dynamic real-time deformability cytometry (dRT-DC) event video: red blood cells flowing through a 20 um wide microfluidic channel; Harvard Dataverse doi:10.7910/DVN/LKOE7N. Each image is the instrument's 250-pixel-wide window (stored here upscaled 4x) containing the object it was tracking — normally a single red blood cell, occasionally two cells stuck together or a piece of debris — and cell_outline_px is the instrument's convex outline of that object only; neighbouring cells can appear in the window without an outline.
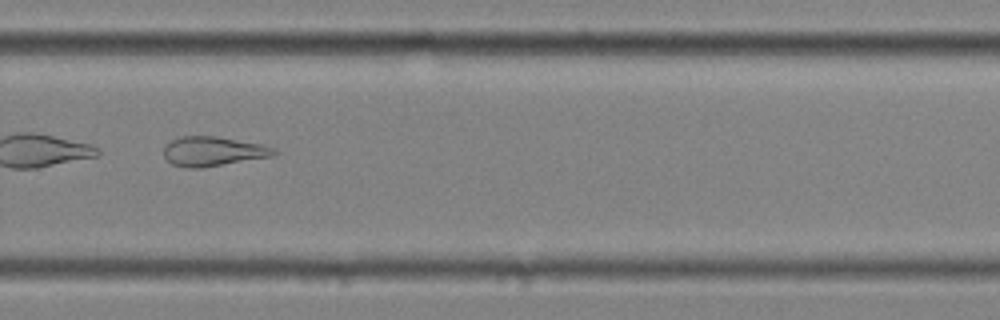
{"species": "common noctule bat (a hibernating species)", "species_latin": "Nyctalus noctula", "temperature_condition": "cold", "stored_images_in_passage": 15, "camera_frame_rate_fps": 3000, "um_per_image_px": 0.085, "animal": {"sex": "female", "body_mass_g": 25.1}, "frame": {"image": 1, "passage_image": 11, "time_ms": 3.333, "image_size_px": [1000, 320], "cell_outline_px": [[280, 152], [272, 156], [200, 168], [188, 168], [172, 164], [164, 156], [164, 148], [172, 140], [180, 136], [216, 136], [260, 144], [276, 148]], "centroid_in_image_um": [18.12, 12.86], "position_along_channel_um": 311.7, "area_um2": 18.79}}